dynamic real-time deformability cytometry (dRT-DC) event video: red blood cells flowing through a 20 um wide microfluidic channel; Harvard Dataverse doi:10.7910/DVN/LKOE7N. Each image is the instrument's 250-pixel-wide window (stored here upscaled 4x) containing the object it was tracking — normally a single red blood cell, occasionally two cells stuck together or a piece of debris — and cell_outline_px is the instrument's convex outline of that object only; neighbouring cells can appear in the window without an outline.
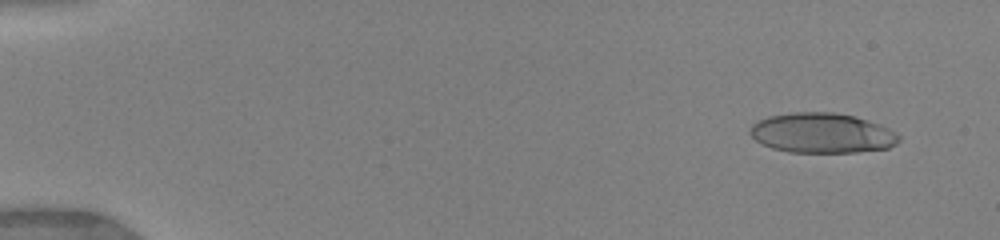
{"species": "human", "species_latin": "Homo sapiens", "temperature_condition": "warm", "stored_images_in_passage": 40, "camera_frame_rate_fps": 3000, "um_per_image_px": 0.085, "donor": {"sex": "female"}, "frame": {"image": 1, "passage_image": 2, "time_ms": 0.333, "image_size_px": [1000, 240], "cell_outline_px": [[900, 140], [896, 144], [888, 148], [856, 152], [788, 152], [772, 148], [756, 140], [748, 132], [752, 124], [768, 116], [792, 112], [832, 112], [856, 116], [868, 120], [888, 128], [896, 132], [900, 136]], "centroid_in_image_um": [69.88, 11.3], "position_along_channel_um": 15.1, "area_um2": 34.74}}
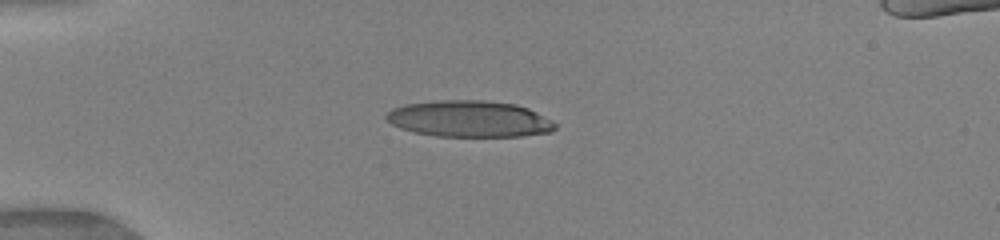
{"frame": {"image": 2, "passage_image": 12, "time_ms": 3.667, "image_size_px": [1000, 240], "cell_outline_px": [[556, 128], [552, 132], [520, 136], [436, 136], [416, 132], [400, 128], [392, 124], [384, 116], [392, 108], [404, 104], [440, 100], [484, 100], [516, 104], [528, 108], [552, 120], [556, 124]], "centroid_in_image_um": [39.9, 10.1], "position_along_channel_um": 45.1, "area_um2": 35.84}}
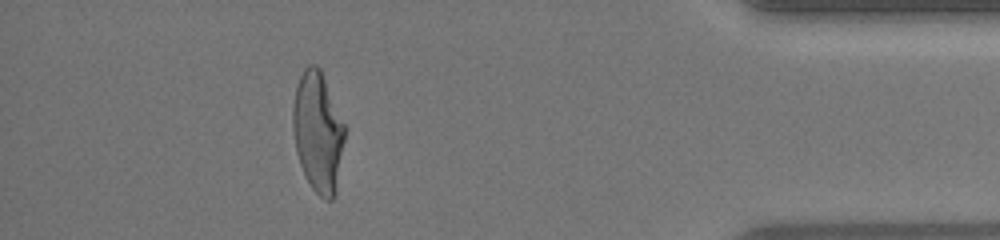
{"frame": {"image": 3, "passage_image": 38, "time_ms": 14.333, "image_size_px": [1000, 240], "cell_outline_px": [[344, 140], [336, 188], [332, 200], [324, 200], [312, 188], [300, 164], [296, 152], [292, 128], [292, 108], [296, 88], [300, 76], [304, 68], [308, 64], [316, 64], [320, 68], [344, 124]], "centroid_in_image_um": [27.0, 11.19], "position_along_channel_um": 408.2, "area_um2": 35.89}, "authors_computed_cell_mechanics": {"area_um2": 36.5296, "velocity_mm_per_s": 4.0439, "shape_relaxation_time_tau1_ms": 4.6624, "shape_relaxation_time_tau2_ms": 0.8648, "deformation_change_tau1": 0.2458, "deformation_change_tau2": 0.1211}}